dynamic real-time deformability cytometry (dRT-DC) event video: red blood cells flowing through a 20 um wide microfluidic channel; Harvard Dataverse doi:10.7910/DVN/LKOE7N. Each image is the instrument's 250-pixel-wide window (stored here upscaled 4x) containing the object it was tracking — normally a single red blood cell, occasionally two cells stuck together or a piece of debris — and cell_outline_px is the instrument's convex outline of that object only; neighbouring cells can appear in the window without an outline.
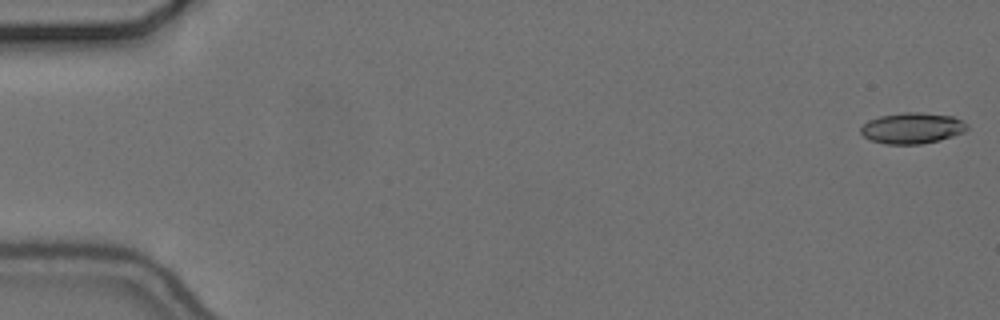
{"species": "common noctule bat (a hibernating species)", "species_latin": "Nyctalus noctula", "temperature_condition": "cold", "stored_images_in_passage": 56, "camera_frame_rate_fps": 3000, "um_per_image_px": 0.085, "animal": {"sex": "female", "body_mass_g": 24.6, "forearm_length_mm": 56.2}, "frame": {"image": 1, "passage_image": 1, "time_ms": 0.0, "image_size_px": [1000, 320], "cell_outline_px": [[968, 128], [964, 132], [940, 140], [920, 144], [884, 144], [868, 140], [860, 132], [860, 128], [868, 120], [880, 116], [904, 112], [920, 112], [952, 116], [968, 124]], "centroid_in_image_um": [77.51, 10.89], "position_along_channel_um": 7.5, "area_um2": 19.25}}
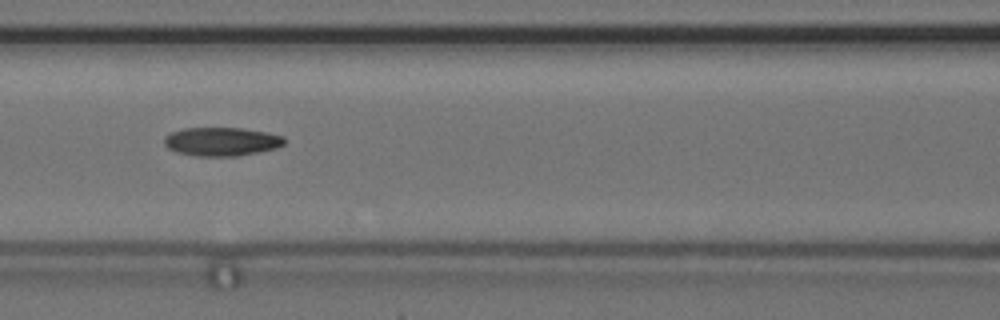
{"frame": {"image": 2, "passage_image": 25, "time_ms": 8.0, "image_size_px": [1000, 320], "cell_outline_px": [[284, 144], [276, 148], [260, 152], [236, 156], [196, 156], [176, 152], [168, 148], [164, 144], [164, 136], [172, 132], [184, 128], [240, 128], [268, 132], [284, 136]], "centroid_in_image_um": [18.83, 12.03], "position_along_channel_um": 147.8, "area_um2": 20.11}}
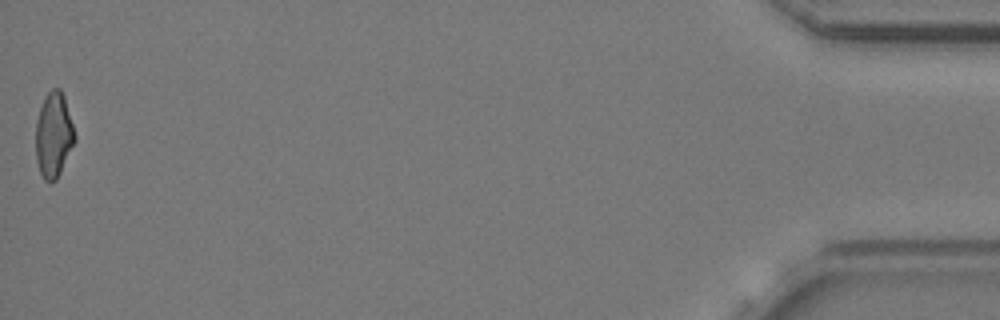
{"frame": {"image": 3, "passage_image": 56, "time_ms": 18.333, "image_size_px": [1000, 320], "cell_outline_px": [[76, 140], [56, 180], [44, 180], [40, 172], [36, 160], [36, 120], [40, 108], [48, 92], [52, 88], [60, 88], [64, 96], [76, 136]], "centroid_in_image_um": [4.56, 11.46], "position_along_channel_um": 430.6, "area_um2": 19.13}, "authors_computed_cell_mechanics": {"area_um2": 19.5364, "velocity_mm_per_s": 3.6826, "shape_relaxation_time_tau1_ms": 7.7516, "shape_relaxation_time_tau2_ms": 6.9407, "deformation_change_tau1": 0.1668, "deformation_change_tau2": 0.1595}}